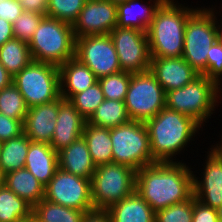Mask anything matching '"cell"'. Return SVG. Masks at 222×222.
Returning a JSON list of instances; mask_svg holds the SVG:
<instances>
[{"mask_svg": "<svg viewBox=\"0 0 222 222\" xmlns=\"http://www.w3.org/2000/svg\"><path fill=\"white\" fill-rule=\"evenodd\" d=\"M187 163L155 162L136 171L135 190L155 213L194 195L193 170L196 168Z\"/></svg>", "mask_w": 222, "mask_h": 222, "instance_id": "cell-1", "label": "cell"}, {"mask_svg": "<svg viewBox=\"0 0 222 222\" xmlns=\"http://www.w3.org/2000/svg\"><path fill=\"white\" fill-rule=\"evenodd\" d=\"M145 124L152 157L156 162H186L182 158L179 160L177 156L185 154L204 129L192 117L167 107L148 119Z\"/></svg>", "mask_w": 222, "mask_h": 222, "instance_id": "cell-2", "label": "cell"}, {"mask_svg": "<svg viewBox=\"0 0 222 222\" xmlns=\"http://www.w3.org/2000/svg\"><path fill=\"white\" fill-rule=\"evenodd\" d=\"M180 1L162 3L147 30L151 58H175L183 55L185 26L200 7Z\"/></svg>", "mask_w": 222, "mask_h": 222, "instance_id": "cell-3", "label": "cell"}, {"mask_svg": "<svg viewBox=\"0 0 222 222\" xmlns=\"http://www.w3.org/2000/svg\"><path fill=\"white\" fill-rule=\"evenodd\" d=\"M221 101L222 89L204 75L182 88L166 92V107L192 117L204 130L222 105Z\"/></svg>", "mask_w": 222, "mask_h": 222, "instance_id": "cell-4", "label": "cell"}, {"mask_svg": "<svg viewBox=\"0 0 222 222\" xmlns=\"http://www.w3.org/2000/svg\"><path fill=\"white\" fill-rule=\"evenodd\" d=\"M33 61L61 66L75 57L73 25L44 16L29 41Z\"/></svg>", "mask_w": 222, "mask_h": 222, "instance_id": "cell-5", "label": "cell"}, {"mask_svg": "<svg viewBox=\"0 0 222 222\" xmlns=\"http://www.w3.org/2000/svg\"><path fill=\"white\" fill-rule=\"evenodd\" d=\"M221 21L222 16L212 6L200 5L186 22L182 57L201 75L207 70V54L217 41Z\"/></svg>", "mask_w": 222, "mask_h": 222, "instance_id": "cell-6", "label": "cell"}, {"mask_svg": "<svg viewBox=\"0 0 222 222\" xmlns=\"http://www.w3.org/2000/svg\"><path fill=\"white\" fill-rule=\"evenodd\" d=\"M113 163L123 164L138 171L154 164L150 139L145 122L130 120L110 128Z\"/></svg>", "mask_w": 222, "mask_h": 222, "instance_id": "cell-7", "label": "cell"}, {"mask_svg": "<svg viewBox=\"0 0 222 222\" xmlns=\"http://www.w3.org/2000/svg\"><path fill=\"white\" fill-rule=\"evenodd\" d=\"M136 170L123 164L96 166L91 177V198L94 209L107 210L135 191Z\"/></svg>", "mask_w": 222, "mask_h": 222, "instance_id": "cell-8", "label": "cell"}, {"mask_svg": "<svg viewBox=\"0 0 222 222\" xmlns=\"http://www.w3.org/2000/svg\"><path fill=\"white\" fill-rule=\"evenodd\" d=\"M13 84L28 108L54 101L60 97L59 67L32 61L13 77Z\"/></svg>", "mask_w": 222, "mask_h": 222, "instance_id": "cell-9", "label": "cell"}, {"mask_svg": "<svg viewBox=\"0 0 222 222\" xmlns=\"http://www.w3.org/2000/svg\"><path fill=\"white\" fill-rule=\"evenodd\" d=\"M124 103L131 120L146 122L166 107V92L147 70L131 75Z\"/></svg>", "mask_w": 222, "mask_h": 222, "instance_id": "cell-10", "label": "cell"}, {"mask_svg": "<svg viewBox=\"0 0 222 222\" xmlns=\"http://www.w3.org/2000/svg\"><path fill=\"white\" fill-rule=\"evenodd\" d=\"M44 199L80 211H91L94 209L91 179L73 175L58 168L45 186Z\"/></svg>", "mask_w": 222, "mask_h": 222, "instance_id": "cell-11", "label": "cell"}, {"mask_svg": "<svg viewBox=\"0 0 222 222\" xmlns=\"http://www.w3.org/2000/svg\"><path fill=\"white\" fill-rule=\"evenodd\" d=\"M109 35L122 71L136 74L150 69L151 56L146 32L116 26Z\"/></svg>", "mask_w": 222, "mask_h": 222, "instance_id": "cell-12", "label": "cell"}, {"mask_svg": "<svg viewBox=\"0 0 222 222\" xmlns=\"http://www.w3.org/2000/svg\"><path fill=\"white\" fill-rule=\"evenodd\" d=\"M75 58L85 64L97 78L122 71L109 34L76 38Z\"/></svg>", "mask_w": 222, "mask_h": 222, "instance_id": "cell-13", "label": "cell"}, {"mask_svg": "<svg viewBox=\"0 0 222 222\" xmlns=\"http://www.w3.org/2000/svg\"><path fill=\"white\" fill-rule=\"evenodd\" d=\"M208 148L204 151L203 163H198V167H203L193 171L194 197L217 210L222 205V157Z\"/></svg>", "mask_w": 222, "mask_h": 222, "instance_id": "cell-14", "label": "cell"}, {"mask_svg": "<svg viewBox=\"0 0 222 222\" xmlns=\"http://www.w3.org/2000/svg\"><path fill=\"white\" fill-rule=\"evenodd\" d=\"M117 26V4L108 0H86L73 23L76 38L108 35Z\"/></svg>", "mask_w": 222, "mask_h": 222, "instance_id": "cell-15", "label": "cell"}, {"mask_svg": "<svg viewBox=\"0 0 222 222\" xmlns=\"http://www.w3.org/2000/svg\"><path fill=\"white\" fill-rule=\"evenodd\" d=\"M63 100L64 98L60 96L54 101L28 108L23 122V132L32 142L50 144L59 106Z\"/></svg>", "mask_w": 222, "mask_h": 222, "instance_id": "cell-16", "label": "cell"}, {"mask_svg": "<svg viewBox=\"0 0 222 222\" xmlns=\"http://www.w3.org/2000/svg\"><path fill=\"white\" fill-rule=\"evenodd\" d=\"M165 92L184 87L201 74L181 57L151 58L149 69Z\"/></svg>", "mask_w": 222, "mask_h": 222, "instance_id": "cell-17", "label": "cell"}, {"mask_svg": "<svg viewBox=\"0 0 222 222\" xmlns=\"http://www.w3.org/2000/svg\"><path fill=\"white\" fill-rule=\"evenodd\" d=\"M86 120L73 104L64 99L59 106L56 127L50 146L59 152L82 136Z\"/></svg>", "mask_w": 222, "mask_h": 222, "instance_id": "cell-18", "label": "cell"}, {"mask_svg": "<svg viewBox=\"0 0 222 222\" xmlns=\"http://www.w3.org/2000/svg\"><path fill=\"white\" fill-rule=\"evenodd\" d=\"M160 0H127L117 4V27L135 28L147 33Z\"/></svg>", "mask_w": 222, "mask_h": 222, "instance_id": "cell-19", "label": "cell"}, {"mask_svg": "<svg viewBox=\"0 0 222 222\" xmlns=\"http://www.w3.org/2000/svg\"><path fill=\"white\" fill-rule=\"evenodd\" d=\"M60 96L70 100L75 94L83 92L94 85L98 78L78 59L71 58L59 66Z\"/></svg>", "mask_w": 222, "mask_h": 222, "instance_id": "cell-20", "label": "cell"}, {"mask_svg": "<svg viewBox=\"0 0 222 222\" xmlns=\"http://www.w3.org/2000/svg\"><path fill=\"white\" fill-rule=\"evenodd\" d=\"M58 154V168L61 170L91 179L96 169L87 143L83 136L79 137L68 147L63 148Z\"/></svg>", "mask_w": 222, "mask_h": 222, "instance_id": "cell-21", "label": "cell"}, {"mask_svg": "<svg viewBox=\"0 0 222 222\" xmlns=\"http://www.w3.org/2000/svg\"><path fill=\"white\" fill-rule=\"evenodd\" d=\"M25 168L46 186L58 169V154L48 143L31 141Z\"/></svg>", "mask_w": 222, "mask_h": 222, "instance_id": "cell-22", "label": "cell"}, {"mask_svg": "<svg viewBox=\"0 0 222 222\" xmlns=\"http://www.w3.org/2000/svg\"><path fill=\"white\" fill-rule=\"evenodd\" d=\"M112 222H155L156 213L136 192L107 209Z\"/></svg>", "mask_w": 222, "mask_h": 222, "instance_id": "cell-23", "label": "cell"}, {"mask_svg": "<svg viewBox=\"0 0 222 222\" xmlns=\"http://www.w3.org/2000/svg\"><path fill=\"white\" fill-rule=\"evenodd\" d=\"M5 186L32 207L44 199L45 186L26 168L6 173Z\"/></svg>", "mask_w": 222, "mask_h": 222, "instance_id": "cell-24", "label": "cell"}, {"mask_svg": "<svg viewBox=\"0 0 222 222\" xmlns=\"http://www.w3.org/2000/svg\"><path fill=\"white\" fill-rule=\"evenodd\" d=\"M82 136L96 166L113 163L110 128L94 126L86 121Z\"/></svg>", "mask_w": 222, "mask_h": 222, "instance_id": "cell-25", "label": "cell"}, {"mask_svg": "<svg viewBox=\"0 0 222 222\" xmlns=\"http://www.w3.org/2000/svg\"><path fill=\"white\" fill-rule=\"evenodd\" d=\"M30 142L31 140L23 132L18 137L0 143V167L5 174L25 168Z\"/></svg>", "mask_w": 222, "mask_h": 222, "instance_id": "cell-26", "label": "cell"}, {"mask_svg": "<svg viewBox=\"0 0 222 222\" xmlns=\"http://www.w3.org/2000/svg\"><path fill=\"white\" fill-rule=\"evenodd\" d=\"M33 61L28 43L17 38L0 47V63L14 77Z\"/></svg>", "mask_w": 222, "mask_h": 222, "instance_id": "cell-27", "label": "cell"}, {"mask_svg": "<svg viewBox=\"0 0 222 222\" xmlns=\"http://www.w3.org/2000/svg\"><path fill=\"white\" fill-rule=\"evenodd\" d=\"M33 207L5 185L0 187V222H21L32 217Z\"/></svg>", "mask_w": 222, "mask_h": 222, "instance_id": "cell-28", "label": "cell"}, {"mask_svg": "<svg viewBox=\"0 0 222 222\" xmlns=\"http://www.w3.org/2000/svg\"><path fill=\"white\" fill-rule=\"evenodd\" d=\"M130 120L124 101L105 99L87 122L98 127L114 128Z\"/></svg>", "mask_w": 222, "mask_h": 222, "instance_id": "cell-29", "label": "cell"}, {"mask_svg": "<svg viewBox=\"0 0 222 222\" xmlns=\"http://www.w3.org/2000/svg\"><path fill=\"white\" fill-rule=\"evenodd\" d=\"M84 211L41 200L33 207L32 217L37 222H81Z\"/></svg>", "mask_w": 222, "mask_h": 222, "instance_id": "cell-30", "label": "cell"}, {"mask_svg": "<svg viewBox=\"0 0 222 222\" xmlns=\"http://www.w3.org/2000/svg\"><path fill=\"white\" fill-rule=\"evenodd\" d=\"M27 112L25 100L13 83L0 90V113L23 123Z\"/></svg>", "mask_w": 222, "mask_h": 222, "instance_id": "cell-31", "label": "cell"}, {"mask_svg": "<svg viewBox=\"0 0 222 222\" xmlns=\"http://www.w3.org/2000/svg\"><path fill=\"white\" fill-rule=\"evenodd\" d=\"M105 100L102 88L97 81L83 92L75 94L69 101L81 114V116L88 121L94 114L98 106Z\"/></svg>", "mask_w": 222, "mask_h": 222, "instance_id": "cell-32", "label": "cell"}, {"mask_svg": "<svg viewBox=\"0 0 222 222\" xmlns=\"http://www.w3.org/2000/svg\"><path fill=\"white\" fill-rule=\"evenodd\" d=\"M131 73L119 71L98 78L105 99L124 101L131 80Z\"/></svg>", "mask_w": 222, "mask_h": 222, "instance_id": "cell-33", "label": "cell"}, {"mask_svg": "<svg viewBox=\"0 0 222 222\" xmlns=\"http://www.w3.org/2000/svg\"><path fill=\"white\" fill-rule=\"evenodd\" d=\"M86 0H48L46 16L69 24L78 19Z\"/></svg>", "mask_w": 222, "mask_h": 222, "instance_id": "cell-34", "label": "cell"}, {"mask_svg": "<svg viewBox=\"0 0 222 222\" xmlns=\"http://www.w3.org/2000/svg\"><path fill=\"white\" fill-rule=\"evenodd\" d=\"M43 17L44 15L36 12L23 11L12 23L14 38L29 43Z\"/></svg>", "mask_w": 222, "mask_h": 222, "instance_id": "cell-35", "label": "cell"}, {"mask_svg": "<svg viewBox=\"0 0 222 222\" xmlns=\"http://www.w3.org/2000/svg\"><path fill=\"white\" fill-rule=\"evenodd\" d=\"M193 196L182 203L173 204L156 212L155 222H192Z\"/></svg>", "mask_w": 222, "mask_h": 222, "instance_id": "cell-36", "label": "cell"}, {"mask_svg": "<svg viewBox=\"0 0 222 222\" xmlns=\"http://www.w3.org/2000/svg\"><path fill=\"white\" fill-rule=\"evenodd\" d=\"M222 89V47L216 41L207 54V70L203 74Z\"/></svg>", "mask_w": 222, "mask_h": 222, "instance_id": "cell-37", "label": "cell"}, {"mask_svg": "<svg viewBox=\"0 0 222 222\" xmlns=\"http://www.w3.org/2000/svg\"><path fill=\"white\" fill-rule=\"evenodd\" d=\"M23 133V123L0 113V143L11 138L18 137Z\"/></svg>", "mask_w": 222, "mask_h": 222, "instance_id": "cell-38", "label": "cell"}, {"mask_svg": "<svg viewBox=\"0 0 222 222\" xmlns=\"http://www.w3.org/2000/svg\"><path fill=\"white\" fill-rule=\"evenodd\" d=\"M192 222H220L218 211L198 201L193 195Z\"/></svg>", "mask_w": 222, "mask_h": 222, "instance_id": "cell-39", "label": "cell"}, {"mask_svg": "<svg viewBox=\"0 0 222 222\" xmlns=\"http://www.w3.org/2000/svg\"><path fill=\"white\" fill-rule=\"evenodd\" d=\"M20 0H1L0 18L13 23L23 13Z\"/></svg>", "mask_w": 222, "mask_h": 222, "instance_id": "cell-40", "label": "cell"}, {"mask_svg": "<svg viewBox=\"0 0 222 222\" xmlns=\"http://www.w3.org/2000/svg\"><path fill=\"white\" fill-rule=\"evenodd\" d=\"M24 11H31L46 16L48 0H20Z\"/></svg>", "mask_w": 222, "mask_h": 222, "instance_id": "cell-41", "label": "cell"}, {"mask_svg": "<svg viewBox=\"0 0 222 222\" xmlns=\"http://www.w3.org/2000/svg\"><path fill=\"white\" fill-rule=\"evenodd\" d=\"M81 222H112L107 210L93 209L85 212Z\"/></svg>", "mask_w": 222, "mask_h": 222, "instance_id": "cell-42", "label": "cell"}, {"mask_svg": "<svg viewBox=\"0 0 222 222\" xmlns=\"http://www.w3.org/2000/svg\"><path fill=\"white\" fill-rule=\"evenodd\" d=\"M14 38L13 33V25L11 22L0 18V47L7 42Z\"/></svg>", "mask_w": 222, "mask_h": 222, "instance_id": "cell-43", "label": "cell"}, {"mask_svg": "<svg viewBox=\"0 0 222 222\" xmlns=\"http://www.w3.org/2000/svg\"><path fill=\"white\" fill-rule=\"evenodd\" d=\"M13 83V76L0 63V90L10 86Z\"/></svg>", "mask_w": 222, "mask_h": 222, "instance_id": "cell-44", "label": "cell"}, {"mask_svg": "<svg viewBox=\"0 0 222 222\" xmlns=\"http://www.w3.org/2000/svg\"><path fill=\"white\" fill-rule=\"evenodd\" d=\"M221 131H222V129H221ZM217 137H219V140L215 142L216 144L213 142L214 145L211 144L210 147L222 157V132H221V134L219 133Z\"/></svg>", "mask_w": 222, "mask_h": 222, "instance_id": "cell-45", "label": "cell"}, {"mask_svg": "<svg viewBox=\"0 0 222 222\" xmlns=\"http://www.w3.org/2000/svg\"><path fill=\"white\" fill-rule=\"evenodd\" d=\"M217 41L222 47V21L219 23V28L217 31Z\"/></svg>", "mask_w": 222, "mask_h": 222, "instance_id": "cell-46", "label": "cell"}, {"mask_svg": "<svg viewBox=\"0 0 222 222\" xmlns=\"http://www.w3.org/2000/svg\"><path fill=\"white\" fill-rule=\"evenodd\" d=\"M5 185V173L1 170L0 167V187Z\"/></svg>", "mask_w": 222, "mask_h": 222, "instance_id": "cell-47", "label": "cell"}, {"mask_svg": "<svg viewBox=\"0 0 222 222\" xmlns=\"http://www.w3.org/2000/svg\"><path fill=\"white\" fill-rule=\"evenodd\" d=\"M220 2H222V0ZM220 5L221 6H218L217 3L215 5V2H214V5L211 4V6L222 16V4L220 3Z\"/></svg>", "mask_w": 222, "mask_h": 222, "instance_id": "cell-48", "label": "cell"}, {"mask_svg": "<svg viewBox=\"0 0 222 222\" xmlns=\"http://www.w3.org/2000/svg\"><path fill=\"white\" fill-rule=\"evenodd\" d=\"M219 221L222 222V205L217 209Z\"/></svg>", "mask_w": 222, "mask_h": 222, "instance_id": "cell-49", "label": "cell"}, {"mask_svg": "<svg viewBox=\"0 0 222 222\" xmlns=\"http://www.w3.org/2000/svg\"><path fill=\"white\" fill-rule=\"evenodd\" d=\"M162 3H173L177 2L178 0H160Z\"/></svg>", "mask_w": 222, "mask_h": 222, "instance_id": "cell-50", "label": "cell"}, {"mask_svg": "<svg viewBox=\"0 0 222 222\" xmlns=\"http://www.w3.org/2000/svg\"><path fill=\"white\" fill-rule=\"evenodd\" d=\"M108 1H111L112 3H121V2H126L127 0H108Z\"/></svg>", "mask_w": 222, "mask_h": 222, "instance_id": "cell-51", "label": "cell"}, {"mask_svg": "<svg viewBox=\"0 0 222 222\" xmlns=\"http://www.w3.org/2000/svg\"><path fill=\"white\" fill-rule=\"evenodd\" d=\"M21 222H36V220L33 217H31L30 219H27Z\"/></svg>", "mask_w": 222, "mask_h": 222, "instance_id": "cell-52", "label": "cell"}]
</instances>
